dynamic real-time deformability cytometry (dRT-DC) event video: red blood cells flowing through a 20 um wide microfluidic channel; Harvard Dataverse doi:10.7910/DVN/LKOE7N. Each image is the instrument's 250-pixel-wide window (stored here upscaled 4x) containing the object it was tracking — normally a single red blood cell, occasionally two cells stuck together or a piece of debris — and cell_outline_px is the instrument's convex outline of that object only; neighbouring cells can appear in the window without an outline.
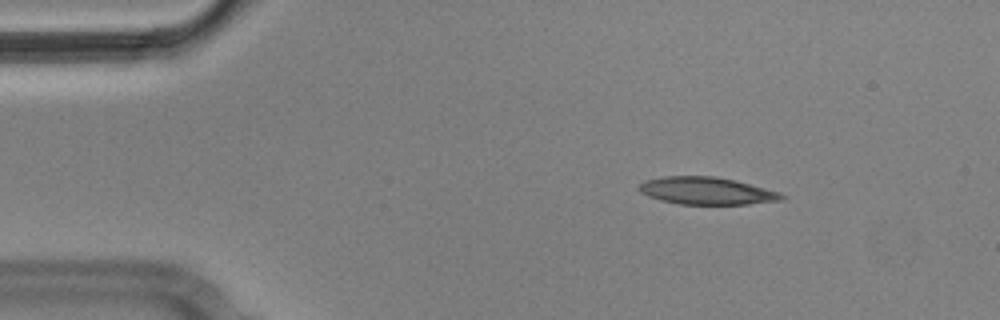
{"species": "Egyptian fruit bat (a non-hibernating species)", "species_latin": "Rousettus aegyptiacus", "temperature_condition": "cold", "stored_images_in_passage": 4, "camera_frame_rate_fps": 3000, "um_per_image_px": 0.085, "animal": {"sex": "male"}, "frame": {"image": 1, "passage_image": 1, "time_ms": 0.0, "image_size_px": [1000, 320], "cell_outline_px": [[788, 196], [784, 200], [748, 204], [680, 204], [660, 200], [648, 196], [640, 192], [636, 188], [644, 180], [664, 176], [716, 176], [736, 180], [780, 192]], "centroid_in_image_um": [60.08, 16.22], "position_along_channel_um": 24.9, "area_um2": 23.0}}